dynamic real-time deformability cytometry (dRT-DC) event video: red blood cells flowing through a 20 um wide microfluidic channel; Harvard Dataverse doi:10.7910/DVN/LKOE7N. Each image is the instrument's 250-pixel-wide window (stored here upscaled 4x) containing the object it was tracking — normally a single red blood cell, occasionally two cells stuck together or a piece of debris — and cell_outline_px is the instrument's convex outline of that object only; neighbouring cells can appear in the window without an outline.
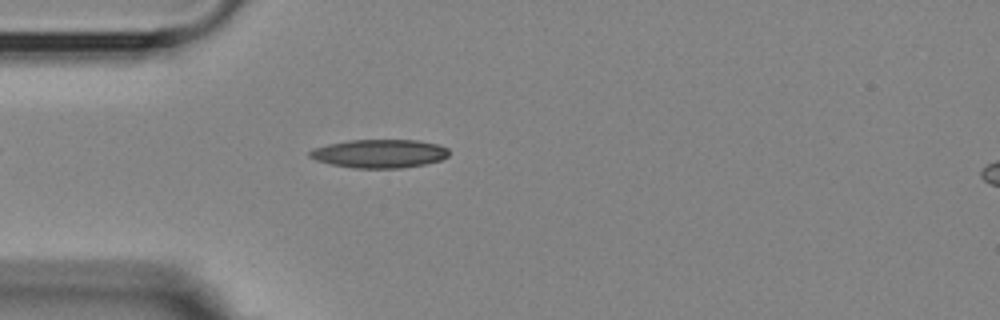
{"species": "Egyptian fruit bat (a non-hibernating species)", "species_latin": "Rousettus aegyptiacus", "temperature_condition": "room temperature", "stored_images_in_passage": 3, "camera_frame_rate_fps": 3000, "um_per_image_px": 0.085, "animal": {"sex": "female"}, "frame": {"image": 1, "passage_image": 3, "time_ms": 3.333, "image_size_px": [1000, 320], "cell_outline_px": [[448, 156], [440, 160], [424, 164], [400, 168], [352, 168], [332, 164], [316, 160], [308, 156], [308, 152], [312, 148], [328, 144], [348, 140], [420, 140], [440, 144], [448, 148]], "centroid_in_image_um": [32.25, 13.05], "position_along_channel_um": 52.8, "area_um2": 23.24}}